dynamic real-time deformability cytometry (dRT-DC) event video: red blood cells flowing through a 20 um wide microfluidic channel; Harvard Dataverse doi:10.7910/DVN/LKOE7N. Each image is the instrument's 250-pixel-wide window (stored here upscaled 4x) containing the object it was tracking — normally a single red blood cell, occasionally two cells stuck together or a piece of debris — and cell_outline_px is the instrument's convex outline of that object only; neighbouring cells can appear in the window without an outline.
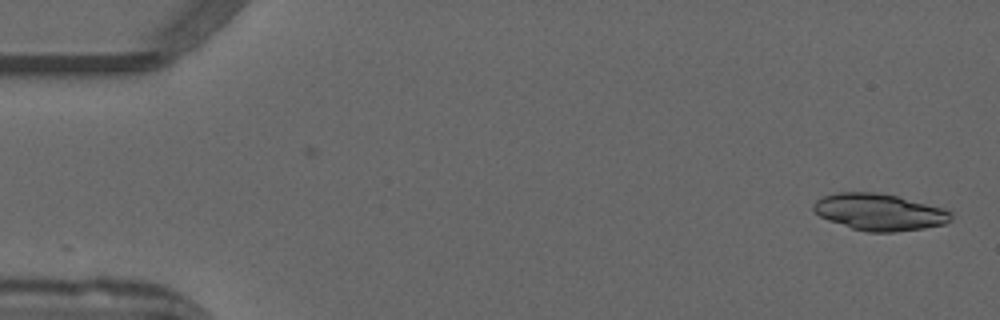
{"species": "common noctule bat (a hibernating species)", "species_latin": "Nyctalus noctula", "temperature_condition": "warm", "stored_images_in_passage": 50, "camera_frame_rate_fps": 3000, "um_per_image_px": 0.085, "animal": {"sex": "male", "forearm_length_mm": 52.5}, "frame": {"image": 1, "passage_image": 1, "time_ms": 0.0, "image_size_px": [1000, 320], "cell_outline_px": [[952, 220], [944, 224], [924, 228], [896, 232], [868, 232], [852, 228], [828, 220], [820, 216], [812, 208], [812, 204], [816, 200], [824, 196], [836, 192], [876, 192], [896, 196], [944, 208], [952, 212]], "centroid_in_image_um": [74.75, 18.02], "position_along_channel_um": 10.2, "area_um2": 29.42}}
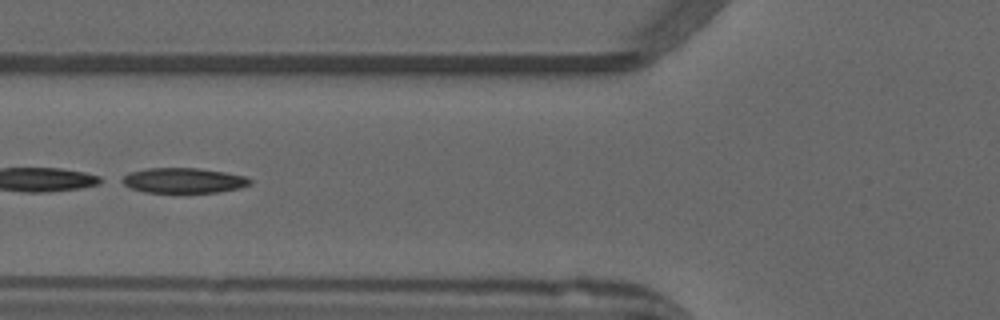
{"frame": {"image": 2, "passage_image": 19, "time_ms": 6.0, "image_size_px": [1000, 320], "cell_outline_px": [[252, 184], [240, 188], [220, 192], [144, 192], [132, 188], [116, 180], [128, 172], [148, 168], [196, 168], [224, 172], [244, 176], [252, 180]], "centroid_in_image_um": [15.56, 15.34], "position_along_channel_um": 110.2, "area_um2": 18.84}, "authors_computed_cell_mechanics": {"area_um2": 29.0156, "velocity_mm_per_s": 3.9563, "shape_relaxation_time_tau1_ms": 1.4756, "shape_relaxation_time_tau2_ms": 5.1716, "deformation_change_tau1": 0.2867, "deformation_change_tau2": 0.1506}}